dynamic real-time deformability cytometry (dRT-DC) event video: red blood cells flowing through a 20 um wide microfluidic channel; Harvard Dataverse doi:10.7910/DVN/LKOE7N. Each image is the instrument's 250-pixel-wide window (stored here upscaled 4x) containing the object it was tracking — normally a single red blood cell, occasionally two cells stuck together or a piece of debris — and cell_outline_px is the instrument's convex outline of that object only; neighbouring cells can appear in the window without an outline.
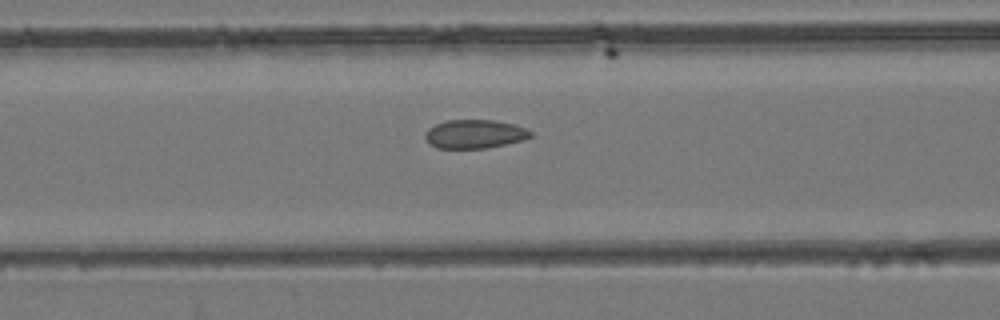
{"species": "common noctule bat (a hibernating species)", "species_latin": "Nyctalus noctula", "temperature_condition": "room temperature", "stored_images_in_passage": 50, "camera_frame_rate_fps": 3000, "um_per_image_px": 0.085, "animal": {"sex": "female", "body_mass_g": 24.6, "forearm_length_mm": 56.2}, "frame": {"image": 1, "passage_image": 21, "time_ms": 6.667, "image_size_px": [1000, 320], "cell_outline_px": [[532, 136], [524, 140], [488, 148], [436, 148], [428, 144], [424, 136], [424, 132], [428, 128], [436, 124], [448, 120], [496, 120], [528, 128], [532, 132]], "centroid_in_image_um": [40.34, 11.39], "position_along_channel_um": 126.3, "area_um2": 17.86}}
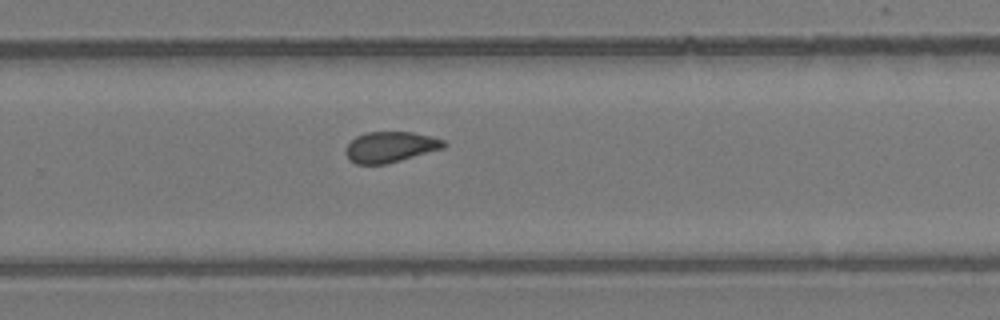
{"frame": {"image": 2, "passage_image": 33, "time_ms": 10.667, "image_size_px": [1000, 320], "cell_outline_px": [[448, 144], [444, 148], [388, 164], [356, 164], [348, 160], [344, 152], [344, 148], [356, 136], [368, 132], [412, 132], [444, 140]], "centroid_in_image_um": [33.15, 12.51], "position_along_channel_um": 296.6, "area_um2": 17.69}}
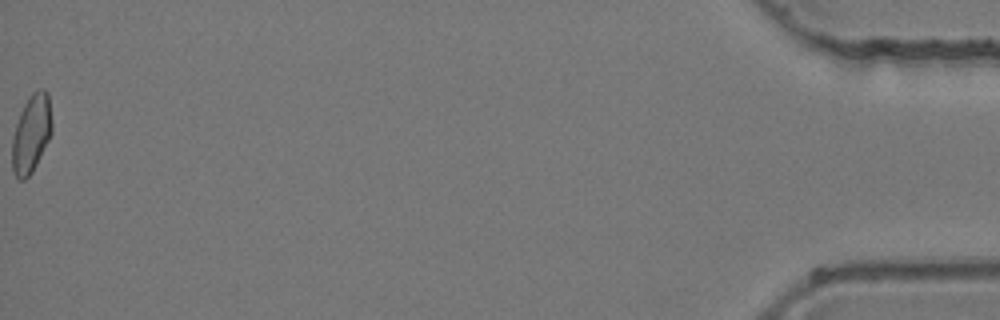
{"frame": {"image": 3, "passage_image": 50, "time_ms": 16.333, "image_size_px": [1000, 320], "cell_outline_px": [[52, 132], [32, 172], [24, 180], [20, 180], [12, 172], [12, 136], [20, 112], [28, 96], [32, 92], [40, 88], [44, 88], [48, 92], [52, 120]], "centroid_in_image_um": [2.66, 11.32], "position_along_channel_um": 432.5, "area_um2": 18.21}}